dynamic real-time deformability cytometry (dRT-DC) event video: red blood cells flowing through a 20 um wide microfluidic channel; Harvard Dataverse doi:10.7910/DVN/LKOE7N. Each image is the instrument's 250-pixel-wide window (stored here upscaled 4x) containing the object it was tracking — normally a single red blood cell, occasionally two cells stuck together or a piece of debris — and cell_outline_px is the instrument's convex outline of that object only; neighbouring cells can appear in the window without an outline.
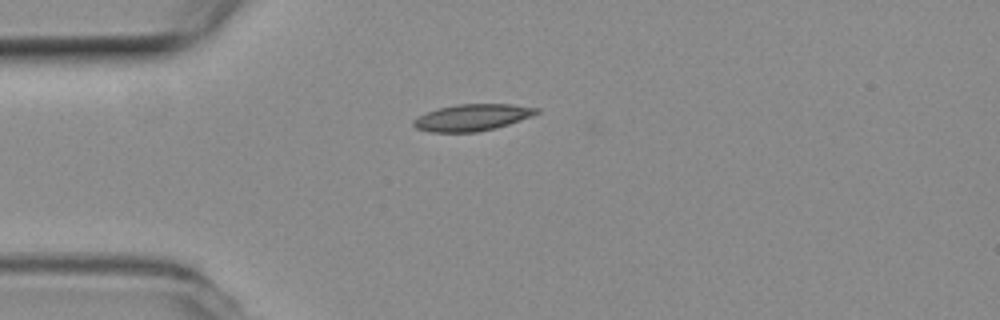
{"species": "common noctule bat (a hibernating species)", "species_latin": "Nyctalus noctula", "temperature_condition": "room temperature", "stored_images_in_passage": 2, "camera_frame_rate_fps": 3000, "um_per_image_px": 0.085, "animal": {"sex": "female", "body_mass_g": 19.3, "forearm_length_mm": 54.1}, "frame": {"image": 1, "passage_image": 2, "time_ms": 0.333, "image_size_px": [1000, 320], "cell_outline_px": [[540, 112], [532, 116], [496, 128], [476, 132], [432, 132], [416, 128], [412, 124], [412, 120], [436, 108], [456, 104], [512, 104], [540, 108]], "centroid_in_image_um": [40.15, 9.98], "position_along_channel_um": 44.8, "area_um2": 19.13}}